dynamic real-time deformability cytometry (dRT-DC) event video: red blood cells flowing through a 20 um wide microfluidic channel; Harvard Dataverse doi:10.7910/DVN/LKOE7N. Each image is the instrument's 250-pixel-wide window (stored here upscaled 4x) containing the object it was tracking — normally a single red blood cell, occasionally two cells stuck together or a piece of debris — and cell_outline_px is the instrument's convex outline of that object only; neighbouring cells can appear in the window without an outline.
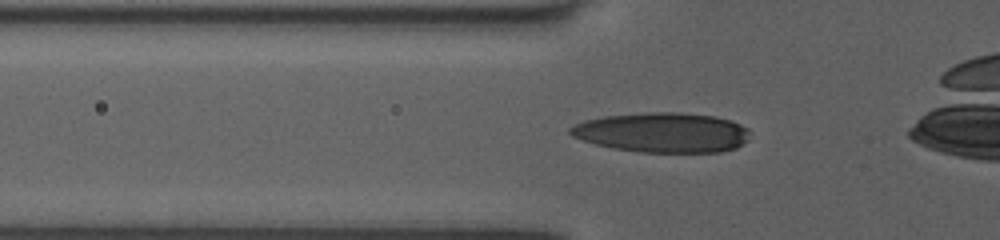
{"species": "human", "species_latin": "Homo sapiens", "temperature_condition": "room temperature", "stored_images_in_passage": 16, "camera_frame_rate_fps": 3000, "um_per_image_px": 0.085, "donor": {"sex": "female"}, "frame": {"image": 1, "passage_image": 10, "time_ms": 3.0, "image_size_px": [1000, 240], "cell_outline_px": [[748, 140], [736, 148], [720, 152], [640, 152], [612, 148], [596, 144], [572, 136], [568, 132], [568, 128], [584, 120], [604, 116], [648, 112], [676, 112], [712, 116], [728, 120], [740, 124], [748, 128]], "centroid_in_image_um": [56.29, 11.26], "position_along_channel_um": 69.5, "area_um2": 41.62}}
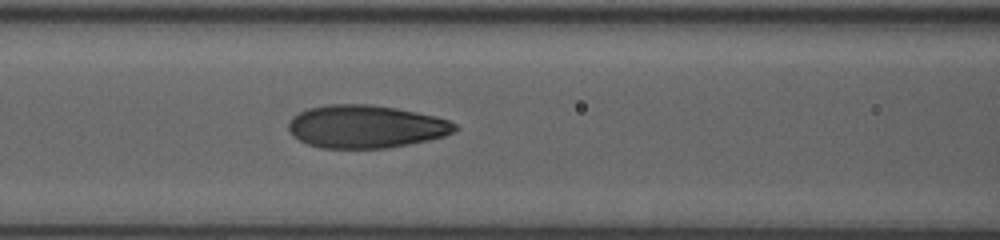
{"frame": {"image": 2, "passage_image": 14, "time_ms": 4.333, "image_size_px": [1000, 240], "cell_outline_px": [[460, 128], [444, 136], [428, 140], [388, 148], [320, 148], [308, 144], [292, 136], [288, 128], [288, 124], [292, 116], [308, 108], [328, 104], [368, 104], [396, 108], [416, 112], [448, 120], [456, 124]], "centroid_in_image_um": [31.07, 10.76], "position_along_channel_um": 135.5, "area_um2": 41.56}}
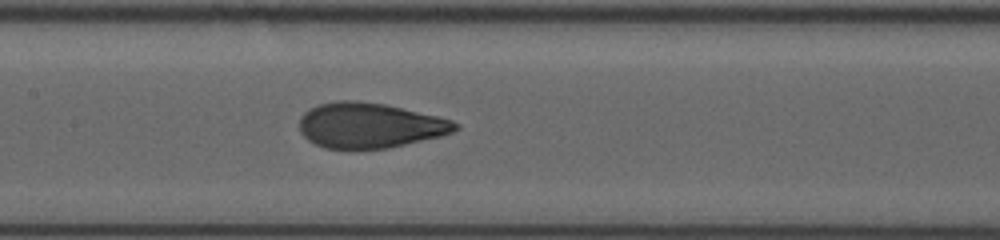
{"frame": {"image": 3, "passage_image": 16, "time_ms": 5.0, "image_size_px": [1000, 240], "cell_outline_px": [[460, 128], [452, 132], [440, 136], [388, 148], [356, 152], [324, 148], [308, 140], [300, 132], [300, 116], [304, 112], [316, 104], [336, 100], [356, 100], [384, 104], [436, 116], [452, 120], [460, 124]], "centroid_in_image_um": [31.37, 10.69], "position_along_channel_um": 176.0, "area_um2": 41.85}}